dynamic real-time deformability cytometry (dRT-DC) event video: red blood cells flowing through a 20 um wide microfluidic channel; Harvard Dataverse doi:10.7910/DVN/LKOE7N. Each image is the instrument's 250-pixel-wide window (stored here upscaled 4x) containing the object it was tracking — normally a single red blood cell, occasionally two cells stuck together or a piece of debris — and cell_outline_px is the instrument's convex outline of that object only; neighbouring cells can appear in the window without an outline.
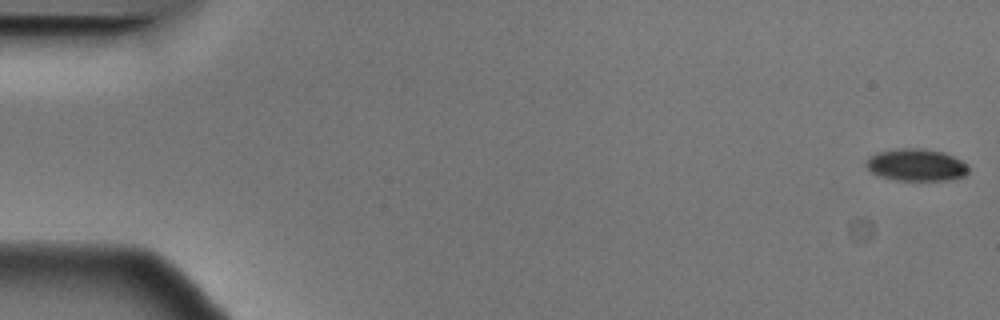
{"species": "Egyptian fruit bat (a non-hibernating species)", "species_latin": "Rousettus aegyptiacus", "temperature_condition": "cold", "stored_images_in_passage": 57, "camera_frame_rate_fps": 3000, "um_per_image_px": 0.085, "animal": {"sex": "male"}, "frame": {"image": 1, "passage_image": 1, "time_ms": 0.0, "image_size_px": [1000, 320], "cell_outline_px": [[968, 172], [964, 176], [948, 180], [896, 180], [880, 176], [872, 172], [864, 164], [876, 152], [900, 148], [920, 148], [944, 152], [968, 164]], "centroid_in_image_um": [77.89, 14.02], "position_along_channel_um": 7.1, "area_um2": 19.07}}
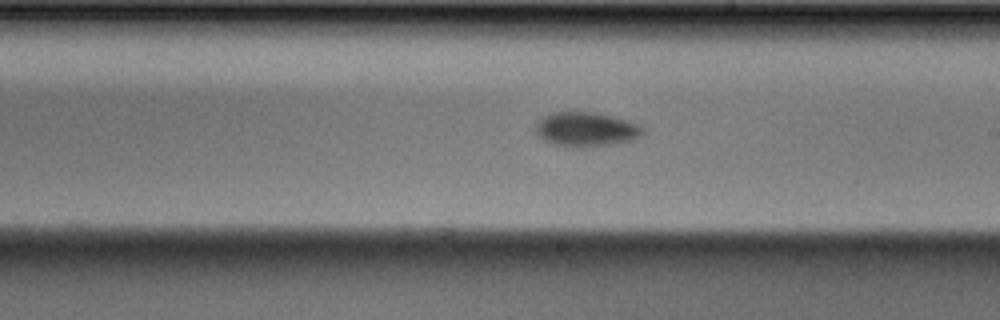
{"frame": {"image": 2, "passage_image": 33, "time_ms": 10.667, "image_size_px": [1000, 320], "cell_outline_px": [[644, 132], [640, 136], [632, 140], [608, 144], [580, 148], [572, 148], [552, 144], [544, 140], [536, 132], [536, 124], [544, 116], [552, 112], [596, 112], [612, 116], [636, 124], [644, 128]], "centroid_in_image_um": [49.79, 11.0], "position_along_channel_um": 239.2, "area_um2": 21.33}}
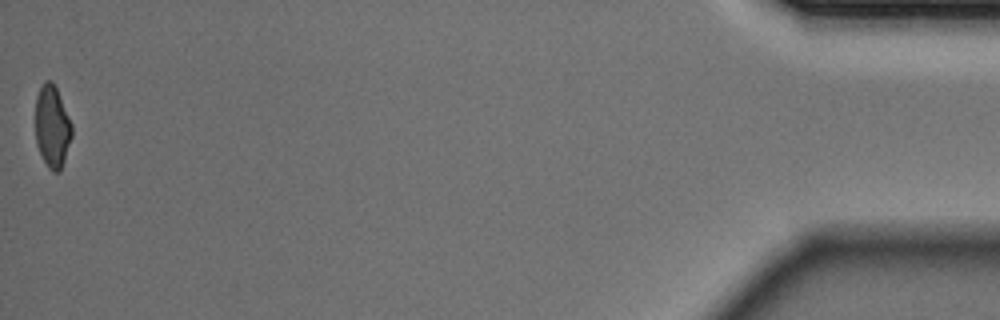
{"frame": {"image": 3, "passage_image": 57, "time_ms": 18.667, "image_size_px": [1000, 320], "cell_outline_px": [[72, 136], [60, 172], [52, 172], [48, 168], [36, 144], [36, 96], [44, 80], [52, 80], [56, 88], [72, 124]], "centroid_in_image_um": [4.44, 10.76], "position_along_channel_um": 430.8, "area_um2": 17.34}, "authors_computed_cell_mechanics": {"area_um2": 19.7098, "velocity_mm_per_s": 3.5499, "shape_relaxation_time_tau1_ms": 2.7807, "shape_relaxation_time_tau2_ms": null, "deformation_change_tau1": 0.096, "deformation_change_tau2": null}}